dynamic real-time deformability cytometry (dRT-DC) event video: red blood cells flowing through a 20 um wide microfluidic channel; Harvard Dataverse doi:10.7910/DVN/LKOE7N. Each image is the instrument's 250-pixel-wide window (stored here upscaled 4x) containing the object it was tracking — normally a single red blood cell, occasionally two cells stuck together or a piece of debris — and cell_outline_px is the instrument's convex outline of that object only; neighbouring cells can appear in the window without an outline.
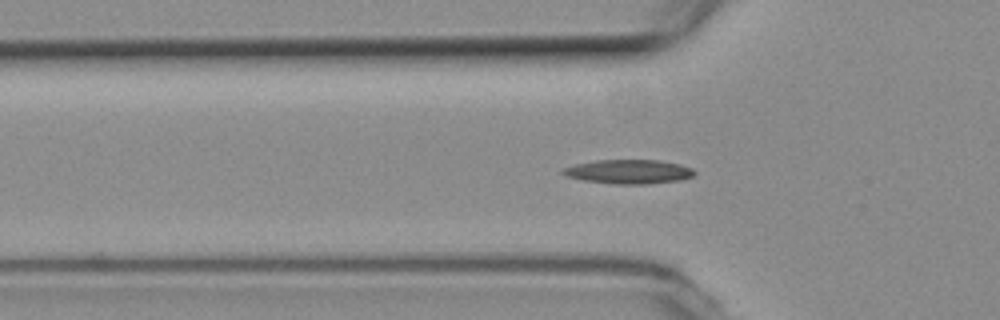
{"species": "common noctule bat (a hibernating species)", "species_latin": "Nyctalus noctula", "temperature_condition": "room temperature", "stored_images_in_passage": 55, "camera_frame_rate_fps": 3000, "um_per_image_px": 0.085, "animal": {"sex": "female", "body_mass_g": 19.3, "forearm_length_mm": 54.1}, "frame": {"image": 1, "passage_image": 17, "time_ms": 5.333, "image_size_px": [1000, 320], "cell_outline_px": [[696, 176], [680, 180], [648, 184], [616, 184], [584, 180], [568, 176], [560, 172], [564, 168], [576, 164], [596, 160], [660, 160], [680, 164], [692, 168], [696, 172]], "centroid_in_image_um": [53.51, 14.59], "position_along_channel_um": 72.3, "area_um2": 18.5}}
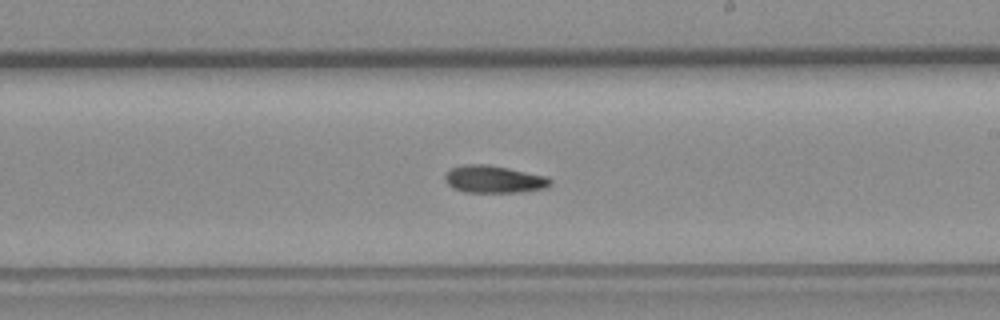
{"frame": {"image": 2, "passage_image": 31, "time_ms": 10.0, "image_size_px": [1000, 320], "cell_outline_px": [[552, 184], [544, 188], [520, 192], [464, 192], [452, 188], [444, 180], [444, 176], [452, 168], [464, 164], [488, 164], [548, 176], [552, 180]], "centroid_in_image_um": [41.99, 15.23], "position_along_channel_um": 247.0, "area_um2": 16.88}}
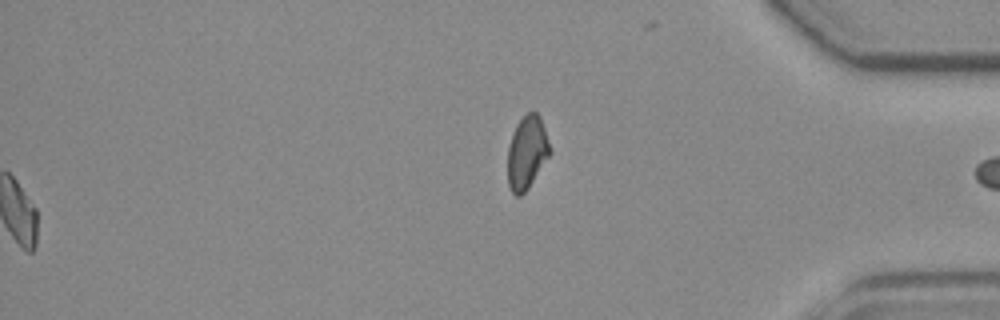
{"frame": {"image": 3, "passage_image": 55, "time_ms": 18.0, "image_size_px": [1000, 320], "cell_outline_px": [[552, 152], [528, 188], [520, 196], [516, 196], [512, 192], [508, 184], [508, 148], [516, 124], [528, 112], [536, 112], [540, 116]], "centroid_in_image_um": [44.79, 12.97], "position_along_channel_um": 390.4, "area_um2": 17.8}, "authors_computed_cell_mechanics": {"area_um2": 16.2418, "velocity_mm_per_s": 3.7337, "shape_relaxation_time_tau1_ms": null, "shape_relaxation_time_tau2_ms": 7.129, "deformation_change_tau1": null, "deformation_change_tau2": 0.1456}}